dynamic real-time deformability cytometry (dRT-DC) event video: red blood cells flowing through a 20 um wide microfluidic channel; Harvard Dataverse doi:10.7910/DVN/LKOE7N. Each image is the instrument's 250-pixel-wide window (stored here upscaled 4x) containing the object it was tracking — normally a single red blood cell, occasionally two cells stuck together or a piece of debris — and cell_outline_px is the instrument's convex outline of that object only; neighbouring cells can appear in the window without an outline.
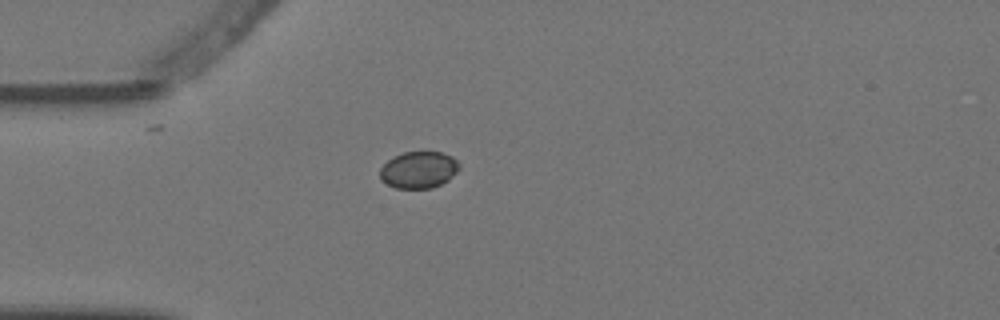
{"species": "Egyptian fruit bat (a non-hibernating species)", "species_latin": "Rousettus aegyptiacus", "temperature_condition": "warm", "stored_images_in_passage": 2, "camera_frame_rate_fps": 3000, "um_per_image_px": 0.085, "animal": {"sex": "female"}, "frame": {"image": 1, "passage_image": 1, "time_ms": 0.0, "image_size_px": [1000, 320], "cell_outline_px": [[460, 168], [448, 180], [432, 188], [396, 188], [380, 180], [380, 168], [388, 160], [404, 152], [440, 152], [452, 156], [460, 164]], "centroid_in_image_um": [35.59, 14.44], "position_along_channel_um": 49.4, "area_um2": 16.88}}